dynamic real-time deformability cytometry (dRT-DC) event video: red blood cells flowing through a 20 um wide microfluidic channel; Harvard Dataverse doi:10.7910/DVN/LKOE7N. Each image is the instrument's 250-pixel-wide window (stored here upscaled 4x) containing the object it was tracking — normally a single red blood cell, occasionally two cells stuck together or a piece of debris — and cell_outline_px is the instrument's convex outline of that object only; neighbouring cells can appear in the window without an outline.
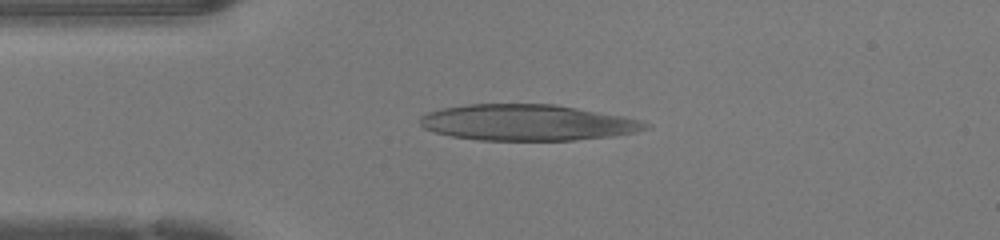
{"species": "human", "species_latin": "Homo sapiens", "temperature_condition": "warm", "stored_images_in_passage": 37, "camera_frame_rate_fps": 3000, "um_per_image_px": 0.085, "donor": {"sex": "female"}, "frame": {"image": 1, "passage_image": 1, "time_ms": 0.0, "image_size_px": [1000, 240], "cell_outline_px": [[652, 124], [648, 128], [636, 132], [612, 136], [576, 140], [480, 140], [452, 136], [436, 132], [424, 128], [420, 124], [420, 116], [428, 112], [444, 108], [464, 104], [556, 104], [624, 116], [644, 120]], "centroid_in_image_um": [44.88, 10.41], "position_along_channel_um": 40.1, "area_um2": 47.57}}
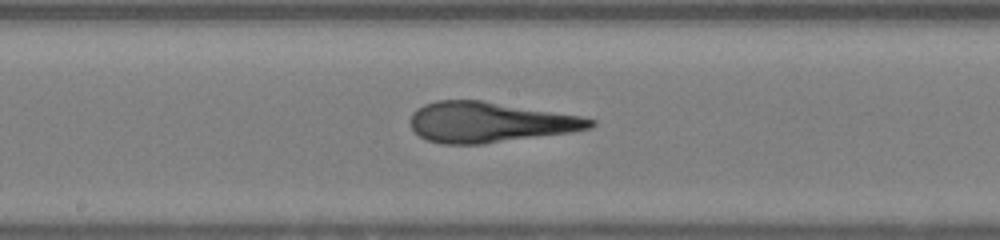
{"frame": {"image": 2, "passage_image": 14, "time_ms": 4.333, "image_size_px": [1000, 240], "cell_outline_px": [[596, 124], [592, 128], [568, 132], [484, 144], [444, 144], [428, 140], [420, 136], [412, 128], [408, 120], [412, 112], [416, 108], [424, 104], [436, 100], [480, 100], [580, 116], [596, 120]], "centroid_in_image_um": [41.56, 10.38], "position_along_channel_um": 206.6, "area_um2": 42.19}}
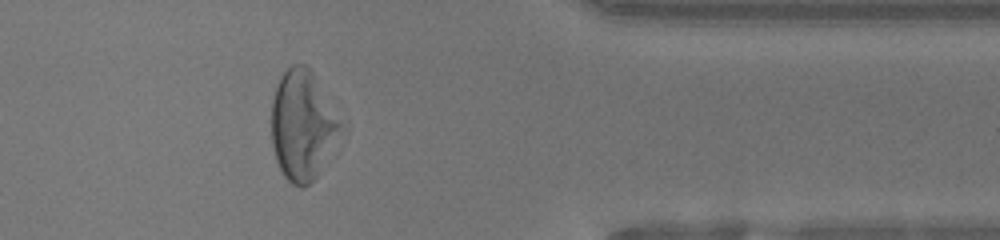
{"frame": {"image": 3, "passage_image": 28, "time_ms": 9.0, "image_size_px": [1000, 240], "cell_outline_px": [[340, 124], [316, 176], [304, 188], [300, 188], [292, 184], [284, 176], [276, 160], [272, 144], [272, 100], [280, 76], [292, 64], [308, 64]], "centroid_in_image_um": [25.61, 10.62], "position_along_channel_um": 385.8, "area_um2": 42.19}, "authors_computed_cell_mechanics": {"area_um2": 43.6968, "velocity_mm_per_s": 4.2896, "shape_relaxation_time_tau1_ms": 9.7031, "shape_relaxation_time_tau2_ms": 1.4083, "deformation_change_tau1": 0.4036, "deformation_change_tau2": 0.1118}}